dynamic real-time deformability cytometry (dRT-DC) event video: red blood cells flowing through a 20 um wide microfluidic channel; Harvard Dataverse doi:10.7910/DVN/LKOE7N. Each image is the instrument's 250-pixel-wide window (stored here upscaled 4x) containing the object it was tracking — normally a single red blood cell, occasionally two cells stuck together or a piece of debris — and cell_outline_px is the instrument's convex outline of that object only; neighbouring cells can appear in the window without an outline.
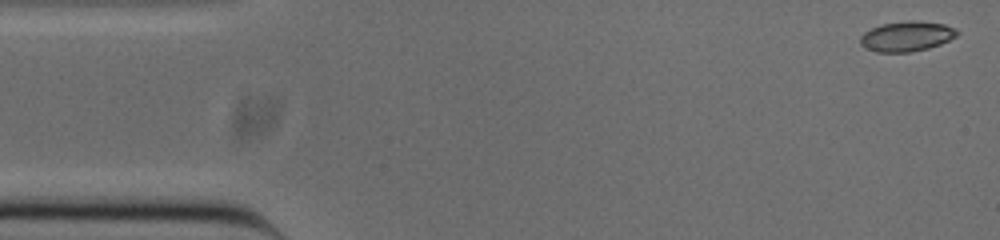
{"species": "common noctule bat (a hibernating species)", "species_latin": "Nyctalus noctula", "temperature_condition": "cold", "stored_images_in_passage": 51, "camera_frame_rate_fps": 3000, "um_per_image_px": 0.085, "animal": {"sex": "male", "body_mass_g": 20.0, "forearm_length_mm": 53.3}, "frame": {"image": 1, "passage_image": 1, "time_ms": 0.0, "image_size_px": [1000, 240], "cell_outline_px": [[960, 32], [956, 36], [940, 44], [928, 48], [912, 52], [876, 52], [864, 48], [860, 44], [860, 36], [864, 32], [880, 24], [908, 20], [920, 20], [944, 24], [956, 28]], "centroid_in_image_um": [77.06, 3.08], "position_along_channel_um": 7.9, "area_um2": 17.22}}
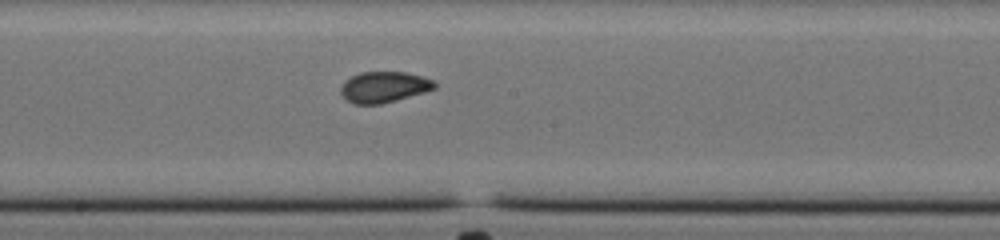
{"frame": {"image": 2, "passage_image": 26, "time_ms": 8.333, "image_size_px": [1000, 240], "cell_outline_px": [[436, 88], [424, 92], [396, 100], [380, 104], [352, 104], [340, 92], [340, 88], [344, 80], [360, 72], [404, 72], [420, 76], [432, 80], [436, 84]], "centroid_in_image_um": [32.6, 7.4], "position_along_channel_um": 215.6, "area_um2": 16.76}}
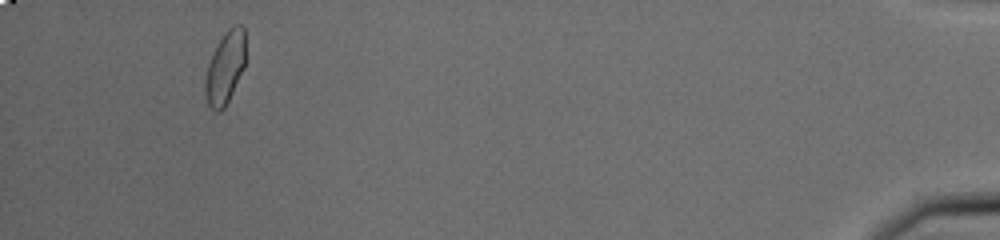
{"frame": {"image": 3, "passage_image": 48, "time_ms": 15.667, "image_size_px": [1000, 240], "cell_outline_px": [[244, 68], [224, 108], [220, 112], [216, 112], [208, 104], [204, 92], [204, 80], [208, 64], [224, 32], [228, 28], [236, 24], [240, 24], [244, 28]], "centroid_in_image_um": [19.12, 5.77], "position_along_channel_um": 416.1, "area_um2": 16.76}, "authors_computed_cell_mechanics": {"area_um2": 16.9932, "velocity_mm_per_s": 3.8552, "shape_relaxation_time_tau1_ms": null, "shape_relaxation_time_tau2_ms": 1.1131, "deformation_change_tau1": null, "deformation_change_tau2": 0.0355}}